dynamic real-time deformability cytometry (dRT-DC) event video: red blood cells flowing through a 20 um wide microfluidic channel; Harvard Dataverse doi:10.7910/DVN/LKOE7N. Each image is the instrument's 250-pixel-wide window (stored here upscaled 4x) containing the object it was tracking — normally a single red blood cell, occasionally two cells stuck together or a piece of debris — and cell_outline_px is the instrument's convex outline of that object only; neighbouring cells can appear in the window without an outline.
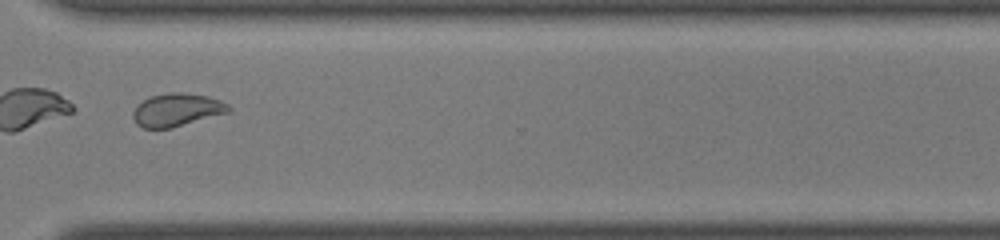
{"species": "common noctule bat (a hibernating species)", "species_latin": "Nyctalus noctula", "temperature_condition": "room temperature", "stored_images_in_passage": 38, "camera_frame_rate_fps": 3000, "um_per_image_px": 0.085, "animal": {"sex": "male", "body_mass_g": 19.0, "forearm_length_mm": 50.8}, "frame": {"image": 1, "passage_image": 27, "time_ms": 8.667, "image_size_px": [1000, 240], "cell_outline_px": [[232, 108], [228, 112], [168, 128], [144, 128], [136, 124], [132, 116], [132, 112], [136, 104], [152, 96], [168, 92], [180, 92], [208, 96], [220, 100], [228, 104]], "centroid_in_image_um": [14.99, 9.32], "position_along_channel_um": 355.6, "area_um2": 18.15}, "authors_computed_cell_mechanics": {"area_um2": 18.6116, "velocity_mm_per_s": 4.3005, "shape_relaxation_time_tau1_ms": null, "shape_relaxation_time_tau2_ms": 1.2579, "deformation_change_tau1": null, "deformation_change_tau2": 0.0577}}